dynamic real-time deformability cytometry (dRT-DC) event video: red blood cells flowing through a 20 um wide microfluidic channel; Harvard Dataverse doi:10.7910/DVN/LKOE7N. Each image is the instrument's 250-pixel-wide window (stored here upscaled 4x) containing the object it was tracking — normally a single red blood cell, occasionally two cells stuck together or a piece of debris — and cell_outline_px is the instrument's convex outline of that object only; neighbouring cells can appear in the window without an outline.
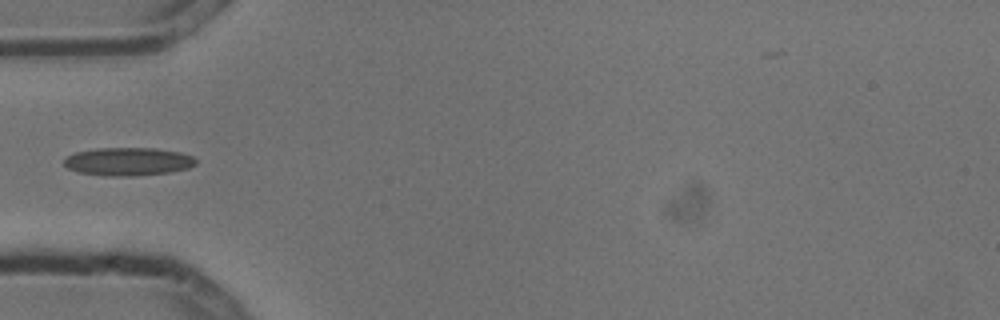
{"species": "common noctule bat (a hibernating species)", "species_latin": "Nyctalus noctula", "temperature_condition": "cold", "stored_images_in_passage": 4, "camera_frame_rate_fps": 3000, "um_per_image_px": 0.085, "animal": {"sex": "male", "body_mass_g": 13.3}, "frame": {"image": 1, "passage_image": 4, "time_ms": 1.0, "image_size_px": [1000, 320], "cell_outline_px": [[196, 164], [188, 168], [168, 172], [132, 176], [104, 176], [80, 172], [68, 168], [64, 164], [64, 160], [68, 156], [76, 152], [96, 148], [156, 148], [180, 152], [192, 156], [196, 160]], "centroid_in_image_um": [10.89, 13.73], "position_along_channel_um": 74.1, "area_um2": 21.5}}